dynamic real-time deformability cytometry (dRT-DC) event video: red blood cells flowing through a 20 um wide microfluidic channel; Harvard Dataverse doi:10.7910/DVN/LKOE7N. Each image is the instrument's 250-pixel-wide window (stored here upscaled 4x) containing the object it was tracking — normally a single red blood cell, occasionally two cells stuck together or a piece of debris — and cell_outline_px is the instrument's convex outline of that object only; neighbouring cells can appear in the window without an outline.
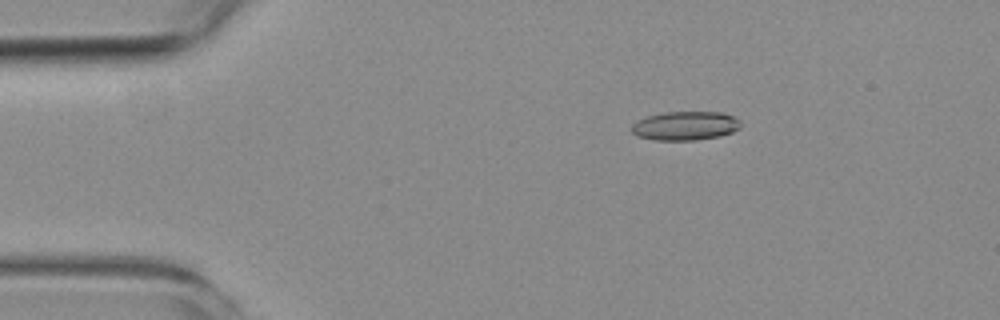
{"species": "common noctule bat (a hibernating species)", "species_latin": "Nyctalus noctula", "temperature_condition": "room temperature", "stored_images_in_passage": 2, "camera_frame_rate_fps": 3000, "um_per_image_px": 0.085, "animal": {"sex": "female", "body_mass_g": 19.3, "forearm_length_mm": 54.1}, "frame": {"image": 1, "passage_image": 1, "time_ms": 0.0, "image_size_px": [1000, 320], "cell_outline_px": [[740, 128], [732, 132], [720, 136], [696, 140], [656, 140], [636, 136], [632, 132], [632, 124], [636, 120], [648, 116], [664, 112], [720, 112], [732, 116], [740, 120]], "centroid_in_image_um": [58.23, 10.69], "position_along_channel_um": 26.8, "area_um2": 18.38}}